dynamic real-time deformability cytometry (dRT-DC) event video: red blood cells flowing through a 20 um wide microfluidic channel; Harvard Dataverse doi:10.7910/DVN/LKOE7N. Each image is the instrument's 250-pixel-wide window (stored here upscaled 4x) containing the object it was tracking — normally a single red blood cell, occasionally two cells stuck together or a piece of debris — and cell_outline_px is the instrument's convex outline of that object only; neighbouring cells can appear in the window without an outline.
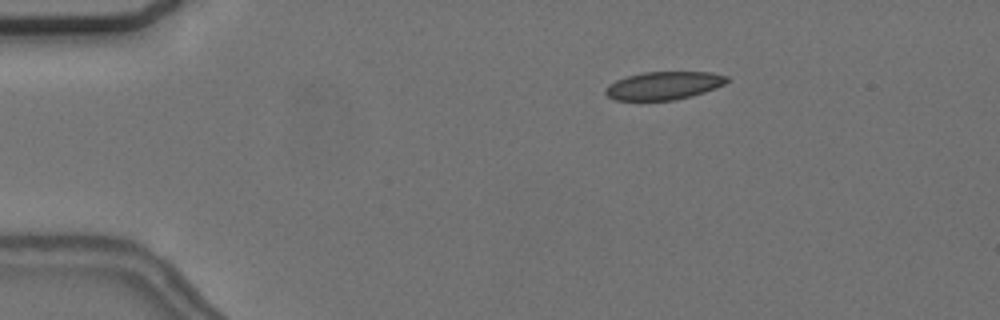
{"species": "common noctule bat (a hibernating species)", "species_latin": "Nyctalus noctula", "temperature_condition": "cold", "stored_images_in_passage": 5, "camera_frame_rate_fps": 3000, "um_per_image_px": 0.085, "animal": {"sex": "female", "body_mass_g": 24.6, "forearm_length_mm": 56.2}, "frame": {"image": 1, "passage_image": 3, "time_ms": 2.333, "image_size_px": [1000, 320], "cell_outline_px": [[732, 80], [716, 88], [692, 96], [676, 100], [616, 100], [608, 96], [604, 92], [604, 88], [608, 84], [616, 80], [628, 76], [644, 72], [712, 72], [728, 76]], "centroid_in_image_um": [56.45, 7.27], "position_along_channel_um": 28.6, "area_um2": 20.0}}